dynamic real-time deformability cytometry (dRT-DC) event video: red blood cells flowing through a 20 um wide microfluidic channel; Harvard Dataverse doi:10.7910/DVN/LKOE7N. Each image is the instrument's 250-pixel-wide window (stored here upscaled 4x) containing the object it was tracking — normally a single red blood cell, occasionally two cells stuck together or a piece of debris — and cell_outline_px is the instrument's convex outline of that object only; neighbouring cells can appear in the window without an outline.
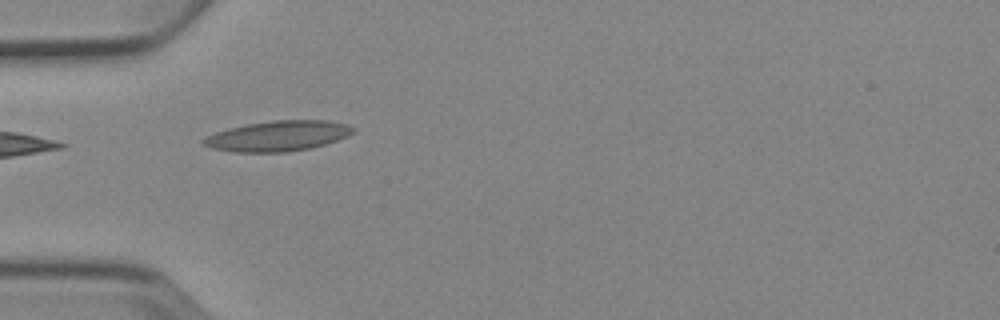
{"species": "Egyptian fruit bat (a non-hibernating species)", "species_latin": "Rousettus aegyptiacus", "temperature_condition": "cold", "stored_images_in_passage": 8, "camera_frame_rate_fps": 3000, "um_per_image_px": 0.085, "animal": {"sex": "female"}, "frame": {"image": 1, "passage_image": 4, "time_ms": 4.333, "image_size_px": [1000, 320], "cell_outline_px": [[356, 132], [348, 136], [324, 144], [308, 148], [288, 152], [232, 152], [212, 148], [200, 144], [200, 140], [204, 136], [228, 128], [248, 124], [272, 120], [328, 120], [348, 124], [356, 128]], "centroid_in_image_um": [23.6, 11.55], "position_along_channel_um": 61.4, "area_um2": 26.7}}
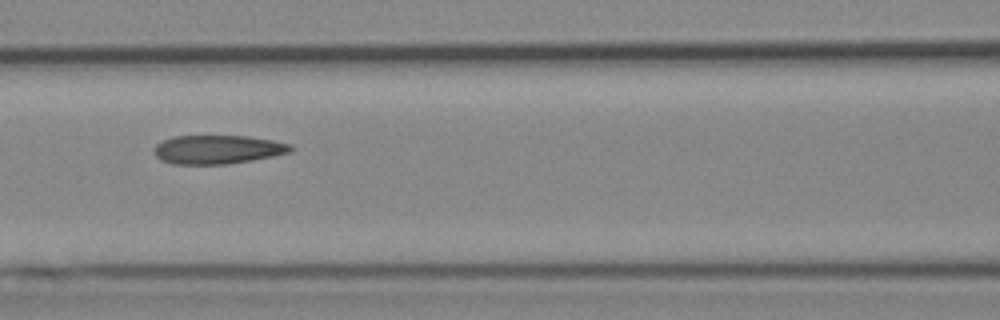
{"frame": {"image": 2, "passage_image": 6, "time_ms": 6.667, "image_size_px": [1000, 320], "cell_outline_px": [[292, 152], [252, 160], [228, 164], [172, 164], [160, 160], [156, 156], [156, 144], [172, 136], [248, 136], [272, 140], [292, 144]], "centroid_in_image_um": [18.52, 12.71], "position_along_channel_um": 148.1, "area_um2": 22.83}}
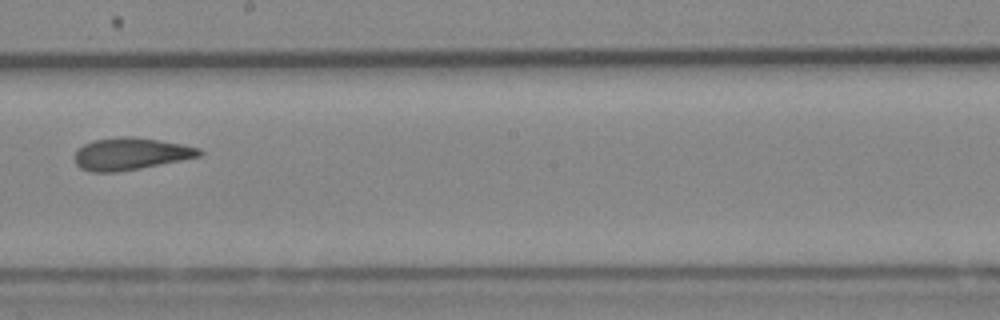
{"frame": {"image": 3, "passage_image": 8, "time_ms": 9.0, "image_size_px": [1000, 320], "cell_outline_px": [[204, 152], [200, 156], [140, 168], [116, 172], [92, 172], [80, 168], [76, 164], [76, 152], [84, 144], [92, 140], [124, 136], [132, 136], [180, 144], [200, 148]], "centroid_in_image_um": [11.09, 13.07], "position_along_channel_um": 237.1, "area_um2": 23.0}}